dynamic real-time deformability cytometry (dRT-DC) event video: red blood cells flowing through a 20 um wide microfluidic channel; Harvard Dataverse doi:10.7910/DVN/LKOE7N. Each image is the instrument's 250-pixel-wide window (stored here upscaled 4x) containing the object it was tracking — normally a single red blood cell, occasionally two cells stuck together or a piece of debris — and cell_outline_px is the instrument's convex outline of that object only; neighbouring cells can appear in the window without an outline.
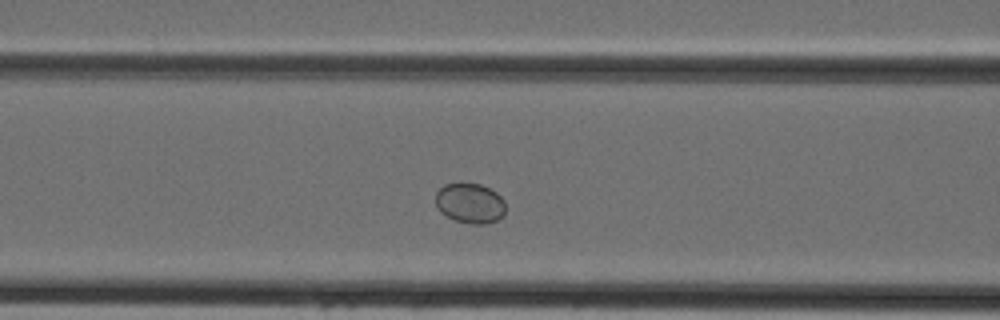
{"species": "Egyptian fruit bat (a non-hibernating species)", "species_latin": "Rousettus aegyptiacus", "temperature_condition": "cold", "stored_images_in_passage": 33, "camera_frame_rate_fps": 3000, "um_per_image_px": 0.085, "animal": {"sex": "female"}, "frame": {"image": 1, "passage_image": 6, "time_ms": 1.667, "image_size_px": [1000, 320], "cell_outline_px": [[504, 212], [496, 220], [484, 224], [472, 224], [456, 220], [440, 212], [436, 208], [436, 192], [444, 184], [460, 180], [480, 184], [496, 192], [504, 200]], "centroid_in_image_um": [39.9, 17.22], "position_along_channel_um": 126.7, "area_um2": 16.59}}
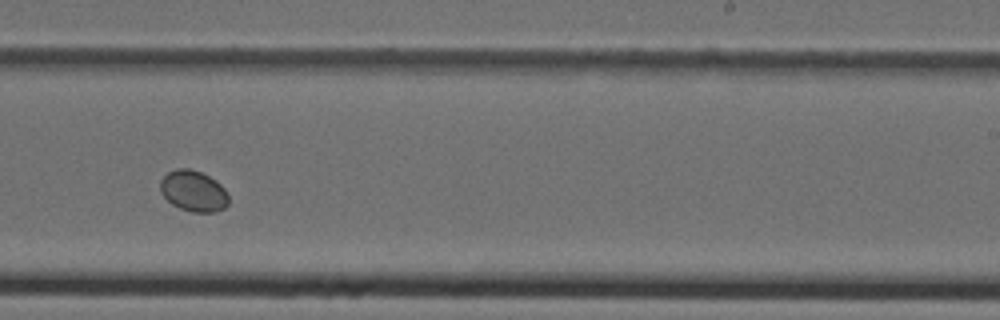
{"frame": {"image": 2, "passage_image": 16, "time_ms": 5.0, "image_size_px": [1000, 320], "cell_outline_px": [[228, 204], [224, 208], [212, 212], [192, 212], [180, 208], [172, 204], [160, 192], [160, 180], [168, 172], [176, 168], [188, 168], [200, 172], [216, 180], [224, 188], [228, 196]], "centroid_in_image_um": [16.43, 16.23], "position_along_channel_um": 272.6, "area_um2": 16.24}}
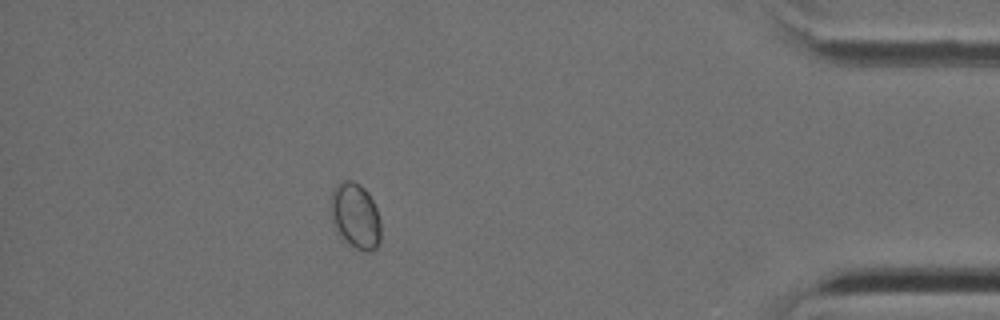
{"frame": {"image": 3, "passage_image": 28, "time_ms": 9.0, "image_size_px": [1000, 320], "cell_outline_px": [[380, 240], [376, 248], [368, 252], [356, 248], [348, 244], [340, 236], [332, 224], [332, 192], [336, 184], [344, 180], [352, 180], [360, 184], [368, 192], [376, 208], [380, 220]], "centroid_in_image_um": [30.22, 18.35], "position_along_channel_um": 405.0, "area_um2": 19.07}}